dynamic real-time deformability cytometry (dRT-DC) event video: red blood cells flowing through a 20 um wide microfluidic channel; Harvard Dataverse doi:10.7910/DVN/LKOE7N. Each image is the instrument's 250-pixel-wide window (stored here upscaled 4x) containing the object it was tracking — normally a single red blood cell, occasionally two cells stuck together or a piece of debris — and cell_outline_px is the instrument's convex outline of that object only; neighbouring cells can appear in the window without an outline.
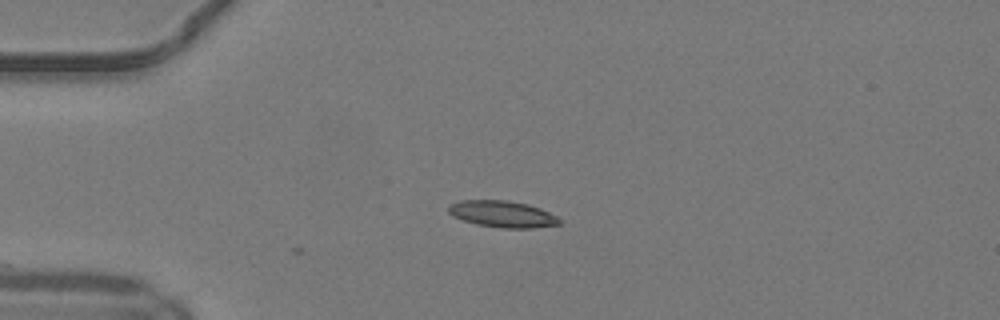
{"species": "common noctule bat (a hibernating species)", "species_latin": "Nyctalus noctula", "temperature_condition": "warm", "stored_images_in_passage": 11, "camera_frame_rate_fps": 3000, "um_per_image_px": 0.085, "animal": {"sex": "male", "body_mass_g": 19.2, "forearm_length_mm": 51.8}, "frame": {"image": 1, "passage_image": 1, "time_ms": 0.0, "image_size_px": [1000, 320], "cell_outline_px": [[560, 224], [532, 228], [500, 228], [476, 224], [452, 216], [448, 212], [448, 204], [460, 200], [504, 200], [528, 204], [540, 208], [556, 216], [560, 220]], "centroid_in_image_um": [42.67, 18.19], "position_along_channel_um": 42.3, "area_um2": 17.17}}
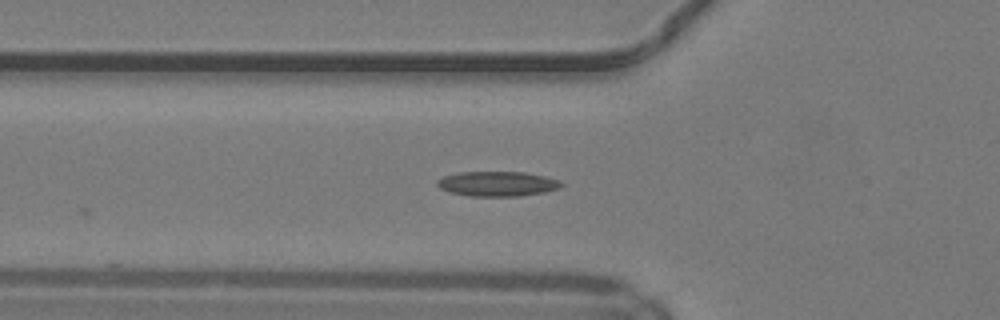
{"frame": {"image": 2, "passage_image": 6, "time_ms": 1.667, "image_size_px": [1000, 320], "cell_outline_px": [[564, 184], [560, 188], [544, 192], [520, 196], [472, 196], [452, 192], [440, 188], [436, 184], [436, 180], [444, 176], [460, 172], [524, 172], [544, 176], [560, 180]], "centroid_in_image_um": [42.3, 15.62], "position_along_channel_um": 83.5, "area_um2": 17.92}}
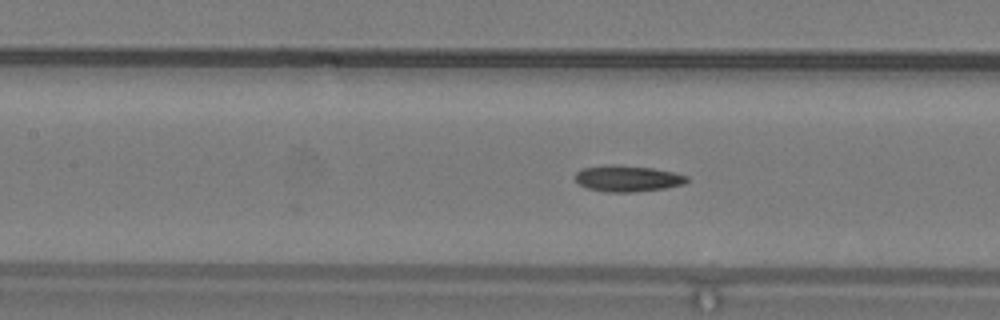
{"frame": {"image": 3, "passage_image": 11, "time_ms": 3.333, "image_size_px": [1000, 320], "cell_outline_px": [[688, 180], [684, 184], [664, 188], [632, 192], [604, 192], [588, 188], [580, 184], [576, 180], [576, 172], [584, 168], [608, 164], [612, 164], [652, 168], [672, 172], [688, 176]], "centroid_in_image_um": [53.34, 15.17], "position_along_channel_um": 154.1, "area_um2": 16.88}}